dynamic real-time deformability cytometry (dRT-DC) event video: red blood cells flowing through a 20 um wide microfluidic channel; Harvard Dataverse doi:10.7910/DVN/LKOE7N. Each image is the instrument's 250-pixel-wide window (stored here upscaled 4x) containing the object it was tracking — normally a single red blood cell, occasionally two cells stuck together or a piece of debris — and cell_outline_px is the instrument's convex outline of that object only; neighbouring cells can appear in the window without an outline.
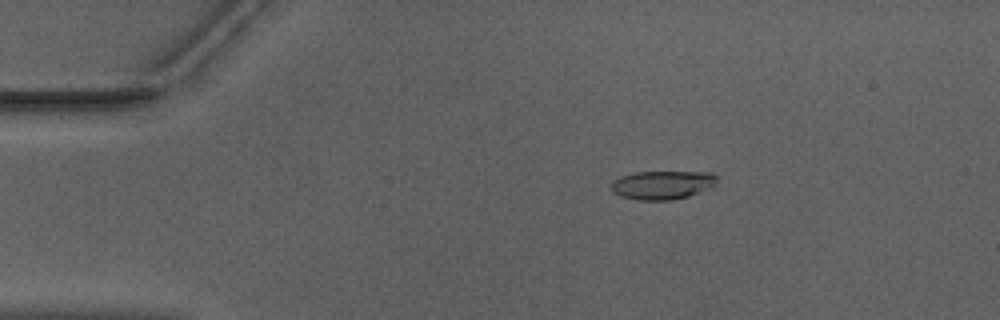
{"species": "Egyptian fruit bat (a non-hibernating species)", "species_latin": "Rousettus aegyptiacus", "temperature_condition": "warm", "stored_images_in_passage": 47, "camera_frame_rate_fps": 3000, "um_per_image_px": 0.085, "animal": {"sex": "male"}, "frame": {"image": 1, "passage_image": 5, "time_ms": 1.333, "image_size_px": [1000, 320], "cell_outline_px": [[716, 180], [712, 188], [688, 196], [672, 200], [636, 200], [620, 196], [612, 192], [612, 180], [620, 176], [636, 172], [712, 172], [716, 176]], "centroid_in_image_um": [56.29, 15.72], "position_along_channel_um": 28.7, "area_um2": 17.74}}
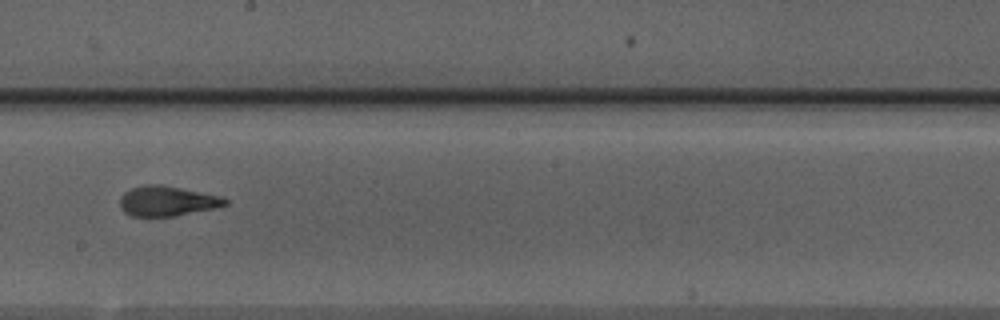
{"frame": {"image": 2, "passage_image": 25, "time_ms": 8.0, "image_size_px": [1000, 320], "cell_outline_px": [[228, 204], [212, 208], [172, 216], [132, 216], [124, 212], [120, 208], [120, 196], [124, 192], [132, 188], [144, 184], [160, 184], [220, 196], [228, 200]], "centroid_in_image_um": [14.14, 17.08], "position_along_channel_um": 234.1, "area_um2": 18.15}}
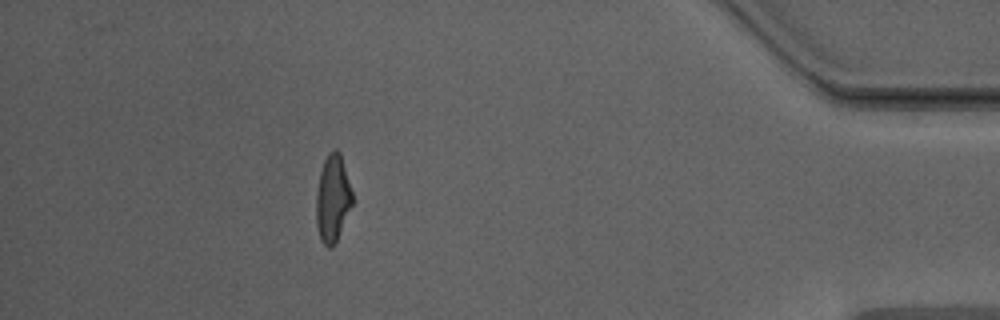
{"frame": {"image": 3, "passage_image": 42, "time_ms": 13.667, "image_size_px": [1000, 320], "cell_outline_px": [[352, 204], [336, 240], [332, 248], [328, 248], [320, 240], [316, 224], [316, 196], [320, 172], [324, 160], [328, 152], [336, 148], [340, 152], [352, 192]], "centroid_in_image_um": [28.26, 16.86], "position_along_channel_um": 406.9, "area_um2": 18.15}, "authors_computed_cell_mechanics": {"area_um2": 18.2648, "velocity_mm_per_s": 3.9896, "shape_relaxation_time_tau1_ms": 6.7821, "shape_relaxation_time_tau2_ms": 1.4697, "deformation_change_tau1": 0.2417, "deformation_change_tau2": 0.1001}}